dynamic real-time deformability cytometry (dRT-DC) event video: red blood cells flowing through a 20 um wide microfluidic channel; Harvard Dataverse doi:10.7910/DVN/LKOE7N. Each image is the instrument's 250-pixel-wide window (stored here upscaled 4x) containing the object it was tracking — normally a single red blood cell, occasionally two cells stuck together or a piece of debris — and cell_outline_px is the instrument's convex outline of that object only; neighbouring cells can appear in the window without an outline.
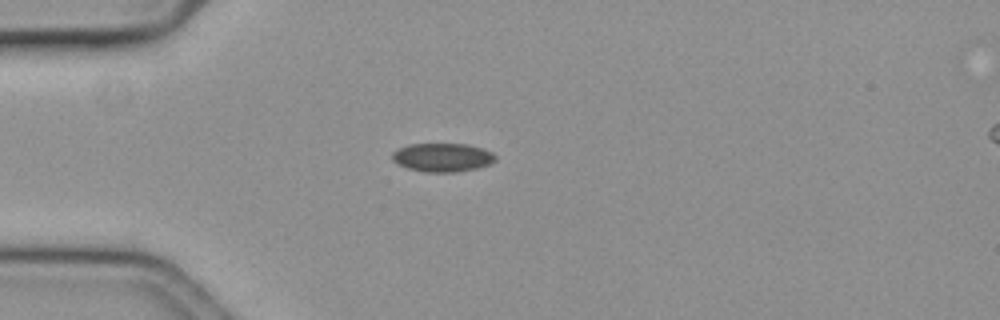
{"species": "common noctule bat (a hibernating species)", "species_latin": "Nyctalus noctula", "temperature_condition": "cold", "stored_images_in_passage": 10, "camera_frame_rate_fps": 3000, "um_per_image_px": 0.085, "animal": {"sex": "female", "body_mass_g": 19.3, "forearm_length_mm": 54.1}, "frame": {"image": 1, "passage_image": 1, "time_ms": 0.0, "image_size_px": [1000, 320], "cell_outline_px": [[496, 160], [488, 164], [476, 168], [456, 172], [424, 172], [408, 168], [392, 160], [392, 152], [408, 144], [468, 144], [484, 148], [492, 152], [496, 156]], "centroid_in_image_um": [37.63, 13.37], "position_along_channel_um": 47.4, "area_um2": 17.17}}
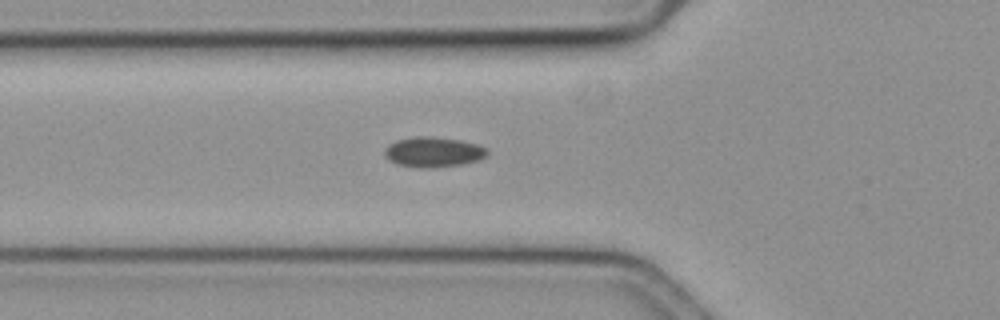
{"frame": {"image": 2, "passage_image": 6, "time_ms": 1.667, "image_size_px": [1000, 320], "cell_outline_px": [[488, 152], [480, 160], [464, 164], [432, 168], [420, 168], [396, 164], [388, 160], [384, 156], [384, 148], [388, 144], [396, 140], [416, 136], [432, 136], [460, 140], [476, 144], [488, 148]], "centroid_in_image_um": [36.8, 12.92], "position_along_channel_um": 89.0, "area_um2": 18.32}}
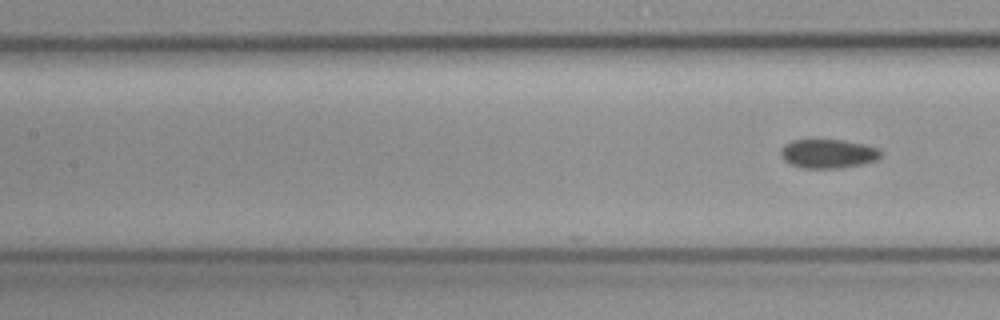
{"frame": {"image": 3, "passage_image": 10, "time_ms": 3.0, "image_size_px": [1000, 320], "cell_outline_px": [[880, 156], [876, 160], [860, 164], [840, 168], [800, 168], [784, 160], [780, 156], [780, 152], [784, 144], [792, 140], [844, 140], [864, 144], [876, 148], [880, 152]], "centroid_in_image_um": [70.34, 13.06], "position_along_channel_um": 137.1, "area_um2": 16.76}}